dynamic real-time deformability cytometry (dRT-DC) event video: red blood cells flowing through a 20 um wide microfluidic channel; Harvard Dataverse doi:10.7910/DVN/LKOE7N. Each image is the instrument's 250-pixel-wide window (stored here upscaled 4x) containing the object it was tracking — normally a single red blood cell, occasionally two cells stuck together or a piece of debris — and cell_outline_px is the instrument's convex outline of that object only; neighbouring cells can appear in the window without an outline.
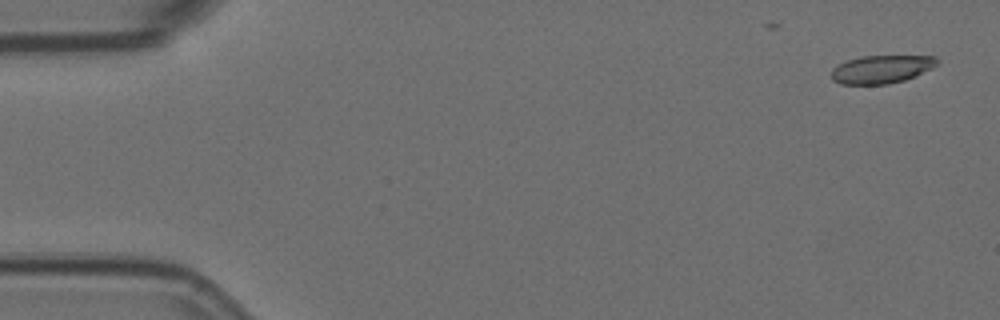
{"species": "Egyptian fruit bat (a non-hibernating species)", "species_latin": "Rousettus aegyptiacus", "temperature_condition": "room temperature", "stored_images_in_passage": 6, "camera_frame_rate_fps": 3000, "um_per_image_px": 0.085, "animal": {"sex": "female"}, "frame": {"image": 1, "passage_image": 1, "time_ms": 0.0, "image_size_px": [1000, 320], "cell_outline_px": [[940, 64], [916, 76], [904, 80], [888, 84], [840, 84], [832, 80], [832, 68], [836, 64], [860, 56], [936, 56], [940, 60]], "centroid_in_image_um": [74.95, 5.88], "position_along_channel_um": 10.1, "area_um2": 17.51}}